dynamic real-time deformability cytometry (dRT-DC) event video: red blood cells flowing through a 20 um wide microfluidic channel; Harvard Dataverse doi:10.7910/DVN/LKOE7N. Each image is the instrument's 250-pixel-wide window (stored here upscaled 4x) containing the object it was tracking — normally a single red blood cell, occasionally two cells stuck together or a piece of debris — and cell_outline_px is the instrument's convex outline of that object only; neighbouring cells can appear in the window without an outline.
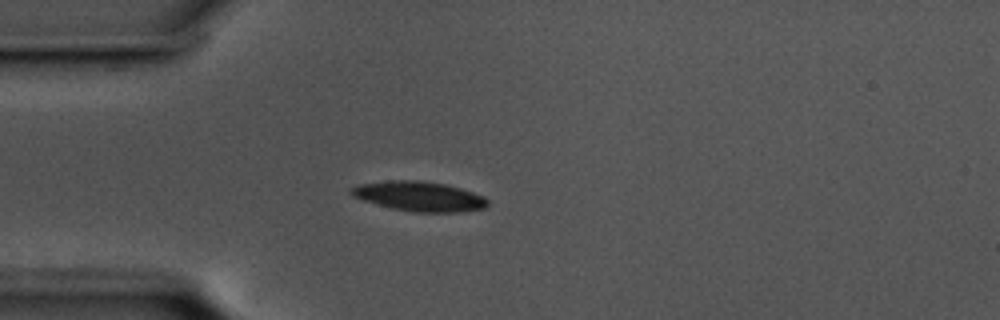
{"species": "common noctule bat (a hibernating species)", "species_latin": "Nyctalus noctula", "temperature_condition": "cold", "stored_images_in_passage": 42, "camera_frame_rate_fps": 3000, "um_per_image_px": 0.085, "animal": {"sex": "male", "body_mass_g": 17.5, "forearm_length_mm": 52.3}, "frame": {"image": 1, "passage_image": 1, "time_ms": 0.0, "image_size_px": [1000, 320], "cell_outline_px": [[488, 204], [484, 208], [460, 212], [412, 212], [392, 208], [364, 200], [352, 196], [348, 192], [348, 188], [360, 184], [388, 180], [416, 180], [444, 184], [460, 188], [484, 196], [488, 200]], "centroid_in_image_um": [35.61, 16.68], "position_along_channel_um": 49.4, "area_um2": 23.58}}
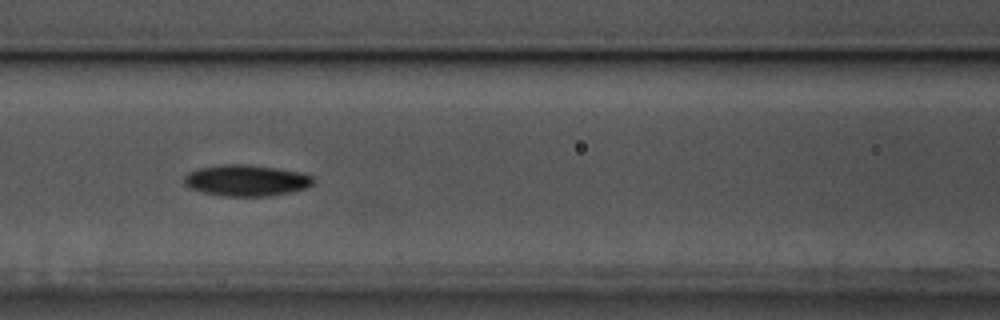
{"frame": {"image": 2, "passage_image": 10, "time_ms": 3.0, "image_size_px": [1000, 320], "cell_outline_px": [[312, 184], [308, 188], [292, 192], [272, 196], [224, 196], [200, 192], [188, 188], [184, 184], [184, 176], [188, 172], [200, 168], [220, 164], [248, 164], [276, 168], [300, 172], [312, 176]], "centroid_in_image_um": [20.91, 15.34], "position_along_channel_um": 145.7, "area_um2": 23.76}}
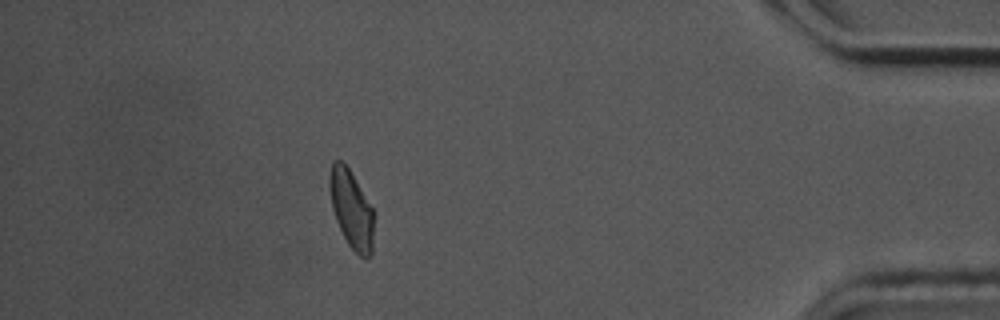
{"frame": {"image": 3, "passage_image": 36, "time_ms": 11.667, "image_size_px": [1000, 320], "cell_outline_px": [[372, 252], [368, 260], [360, 256], [348, 244], [336, 220], [332, 208], [328, 188], [328, 176], [332, 160], [340, 160], [348, 168], [372, 208]], "centroid_in_image_um": [29.82, 17.77], "position_along_channel_um": 405.4, "area_um2": 19.83}, "authors_computed_cell_mechanics": {"area_um2": 21.5305, "velocity_mm_per_s": 3.5757, "shape_relaxation_time_tau1_ms": 4.3619, "shape_relaxation_time_tau2_ms": null, "deformation_change_tau1": 0.1177, "deformation_change_tau2": null}}